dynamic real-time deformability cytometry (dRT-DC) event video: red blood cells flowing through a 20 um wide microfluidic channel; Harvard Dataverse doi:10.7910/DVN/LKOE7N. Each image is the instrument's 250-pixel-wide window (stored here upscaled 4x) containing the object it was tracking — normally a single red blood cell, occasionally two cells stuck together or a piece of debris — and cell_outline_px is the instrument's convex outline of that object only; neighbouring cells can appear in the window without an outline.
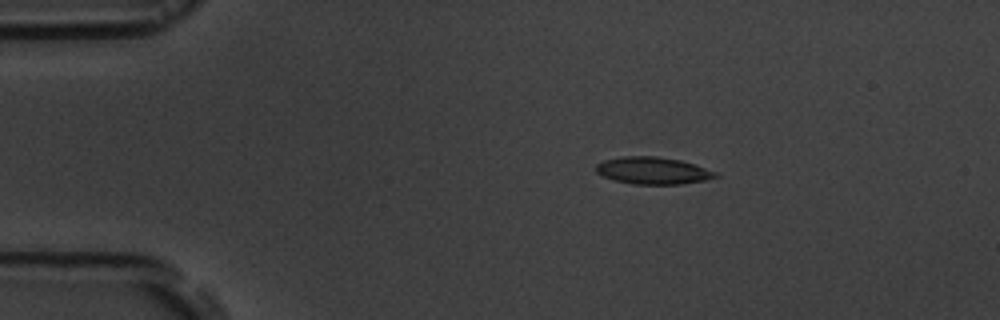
{"species": "common noctule bat (a hibernating species)", "species_latin": "Nyctalus noctula", "temperature_condition": "room temperature", "stored_images_in_passage": 7, "camera_frame_rate_fps": 3000, "um_per_image_px": 0.085, "animal": {"sex": "male", "body_mass_g": 19.5, "forearm_length_mm": 54.6}, "frame": {"image": 1, "passage_image": 4, "time_ms": 3.333, "image_size_px": [1000, 320], "cell_outline_px": [[720, 176], [704, 180], [680, 184], [632, 184], [616, 180], [604, 176], [596, 172], [596, 164], [604, 160], [624, 156], [656, 156], [680, 160], [716, 172]], "centroid_in_image_um": [55.48, 14.5], "position_along_channel_um": 29.5, "area_um2": 18.61}}
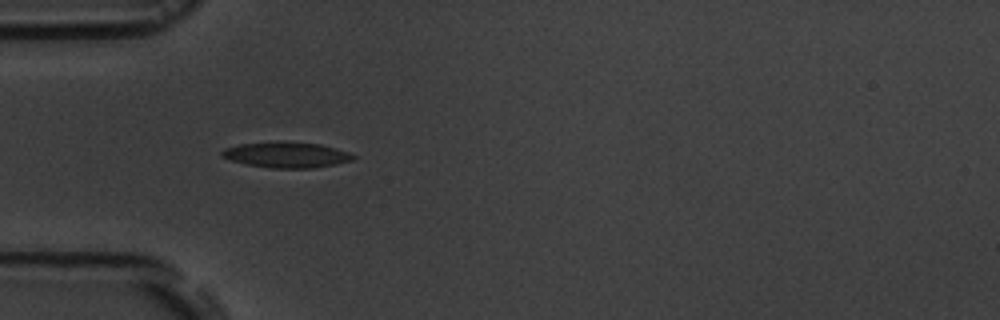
{"frame": {"image": 2, "passage_image": 6, "time_ms": 5.667, "image_size_px": [1000, 320], "cell_outline_px": [[356, 156], [352, 160], [336, 164], [312, 168], [272, 168], [248, 164], [232, 160], [220, 156], [220, 152], [224, 148], [240, 144], [320, 144], [336, 148], [348, 152]], "centroid_in_image_um": [24.37, 13.2], "position_along_channel_um": 60.6, "area_um2": 18.61}}
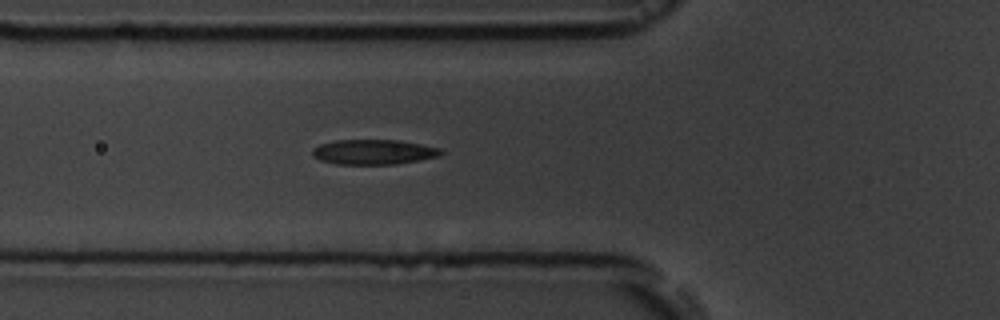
{"frame": {"image": 3, "passage_image": 7, "time_ms": 6.667, "image_size_px": [1000, 320], "cell_outline_px": [[444, 152], [440, 156], [420, 160], [396, 164], [336, 164], [320, 160], [312, 156], [312, 148], [320, 144], [336, 140], [400, 140], [440, 148]], "centroid_in_image_um": [31.75, 12.92], "position_along_channel_um": 94.0, "area_um2": 18.79}}